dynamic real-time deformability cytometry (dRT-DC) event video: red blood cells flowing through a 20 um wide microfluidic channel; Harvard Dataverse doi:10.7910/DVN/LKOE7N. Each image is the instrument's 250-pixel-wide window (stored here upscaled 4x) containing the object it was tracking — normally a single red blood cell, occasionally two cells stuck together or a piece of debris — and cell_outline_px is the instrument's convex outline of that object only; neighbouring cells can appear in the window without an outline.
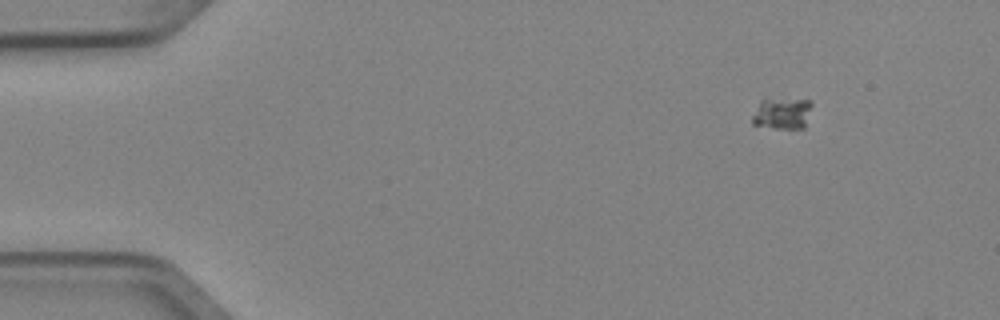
{"species": "Egyptian fruit bat (a non-hibernating species)", "species_latin": "Rousettus aegyptiacus", "temperature_condition": "cold", "stored_images_in_passage": 2, "camera_frame_rate_fps": 3000, "um_per_image_px": 0.085, "animal": {"sex": "female"}, "frame": {"image": 1, "passage_image": 1, "time_ms": 0.0, "image_size_px": [1000, 320], "cell_outline_px": [[812, 104], [804, 128], [776, 128], [752, 124], [752, 116], [760, 100], [764, 96], [812, 100]], "centroid_in_image_um": [66.46, 9.57], "position_along_channel_um": 18.5, "area_um2": 11.39}}